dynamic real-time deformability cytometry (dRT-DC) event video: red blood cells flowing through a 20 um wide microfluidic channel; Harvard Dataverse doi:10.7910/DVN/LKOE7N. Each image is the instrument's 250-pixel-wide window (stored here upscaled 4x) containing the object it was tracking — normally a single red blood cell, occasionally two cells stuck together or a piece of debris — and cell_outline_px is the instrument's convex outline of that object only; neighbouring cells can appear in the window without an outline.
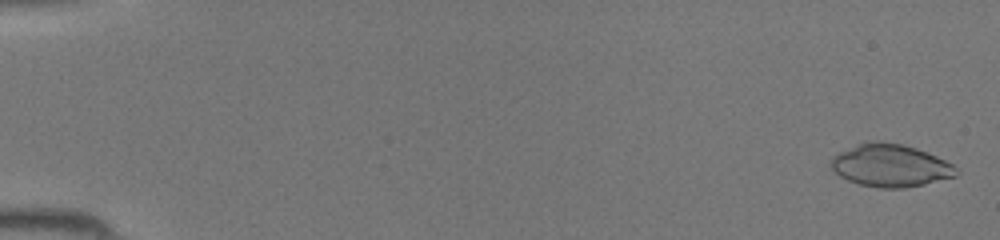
{"species": "common noctule bat (a hibernating species)", "species_latin": "Nyctalus noctula", "temperature_condition": "room temperature", "stored_images_in_passage": 45, "camera_frame_rate_fps": 3000, "um_per_image_px": 0.085, "animal": {"sex": "female", "body_mass_g": 19.5, "forearm_length_mm": 54.1}, "frame": {"image": 1, "passage_image": 1, "time_ms": 0.0, "image_size_px": [1000, 240], "cell_outline_px": [[960, 172], [956, 176], [924, 184], [904, 188], [880, 188], [860, 184], [848, 180], [840, 176], [832, 168], [832, 156], [856, 144], [868, 140], [880, 140], [904, 144], [916, 148], [936, 156], [952, 164]], "centroid_in_image_um": [75.69, 14.05], "position_along_channel_um": 9.3, "area_um2": 31.1}}
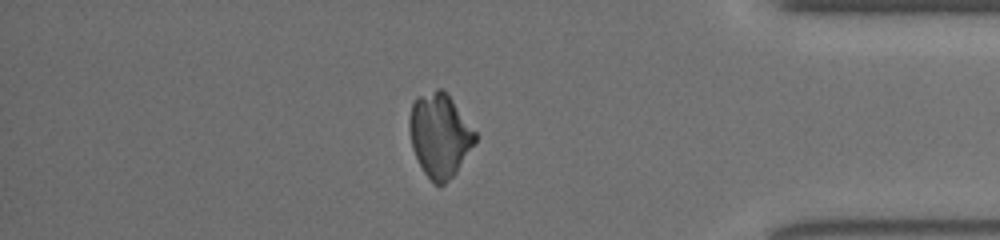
{"frame": {"image": 2, "passage_image": 39, "time_ms": 12.667, "image_size_px": [1000, 240], "cell_outline_px": [[476, 140], [456, 172], [444, 184], [436, 184], [424, 172], [412, 148], [408, 128], [408, 120], [412, 104], [416, 96], [436, 88], [444, 88], [476, 132]], "centroid_in_image_um": [37.35, 11.43], "position_along_channel_um": 397.9, "area_um2": 31.96}}
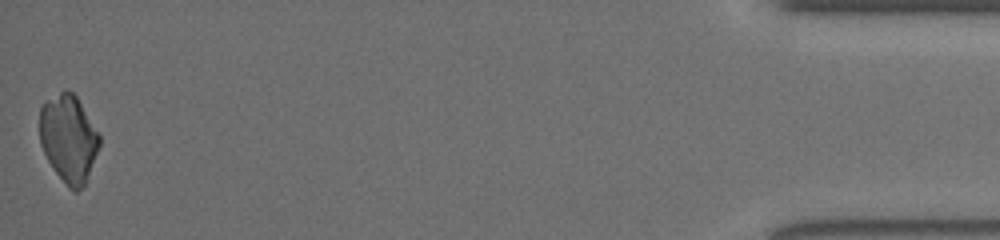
{"frame": {"image": 3, "passage_image": 45, "time_ms": 14.667, "image_size_px": [1000, 240], "cell_outline_px": [[100, 144], [84, 184], [76, 192], [72, 192], [68, 188], [56, 172], [48, 160], [40, 144], [40, 108], [48, 100], [64, 88], [68, 88], [76, 96], [100, 136]], "centroid_in_image_um": [5.81, 11.76], "position_along_channel_um": 429.4, "area_um2": 30.0}}